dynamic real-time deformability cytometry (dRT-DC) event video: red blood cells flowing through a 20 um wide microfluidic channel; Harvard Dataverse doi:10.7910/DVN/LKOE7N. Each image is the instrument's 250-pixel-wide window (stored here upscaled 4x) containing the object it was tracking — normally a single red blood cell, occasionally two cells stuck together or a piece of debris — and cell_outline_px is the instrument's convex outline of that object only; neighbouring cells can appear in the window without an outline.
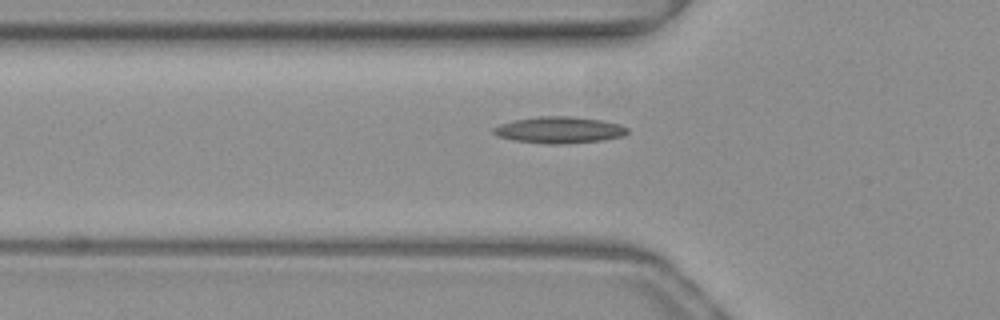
{"species": "common noctule bat (a hibernating species)", "species_latin": "Nyctalus noctula", "temperature_condition": "warm", "stored_images_in_passage": 32, "camera_frame_rate_fps": 3000, "um_per_image_px": 0.085, "animal": {"sex": "female", "body_mass_g": 19.3, "forearm_length_mm": 54.1}, "frame": {"image": 1, "passage_image": 2, "time_ms": 0.333, "image_size_px": [1000, 320], "cell_outline_px": [[628, 132], [624, 136], [604, 140], [568, 144], [548, 144], [512, 140], [496, 136], [492, 132], [492, 128], [500, 124], [516, 120], [540, 116], [572, 116], [604, 120], [620, 124], [628, 128]], "centroid_in_image_um": [47.56, 11.05], "position_along_channel_um": 78.2, "area_um2": 20.98}}
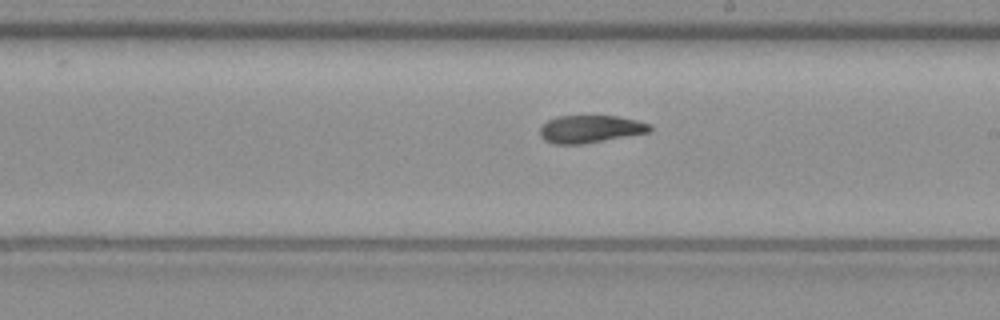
{"frame": {"image": 2, "passage_image": 14, "time_ms": 4.333, "image_size_px": [1000, 320], "cell_outline_px": [[652, 132], [580, 144], [552, 144], [544, 140], [540, 136], [540, 128], [548, 120], [556, 116], [616, 116], [636, 120], [652, 124]], "centroid_in_image_um": [50.19, 10.97], "position_along_channel_um": 238.8, "area_um2": 17.69}}
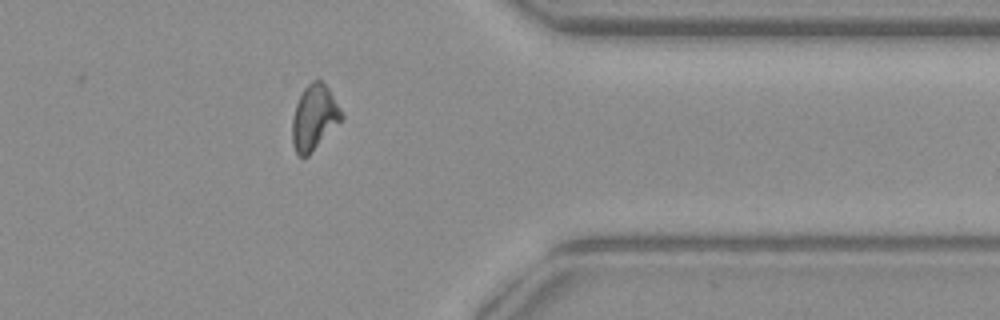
{"frame": {"image": 3, "passage_image": 26, "time_ms": 8.333, "image_size_px": [1000, 320], "cell_outline_px": [[344, 116], [308, 156], [300, 156], [296, 152], [292, 144], [292, 116], [296, 104], [304, 88], [312, 80], [320, 80], [328, 88], [344, 112]], "centroid_in_image_um": [26.7, 9.97], "position_along_channel_um": 384.7, "area_um2": 18.5}, "authors_computed_cell_mechanics": {"area_um2": 18.2359, "velocity_mm_per_s": 4.0033, "shape_relaxation_time_tau1_ms": null, "shape_relaxation_time_tau2_ms": 4.8171, "deformation_change_tau1": null, "deformation_change_tau2": 0.1333}}